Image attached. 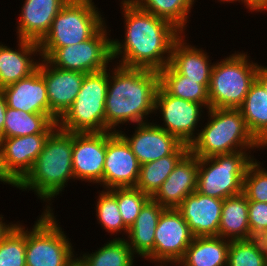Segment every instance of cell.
Instances as JSON below:
<instances>
[{"label":"cell","instance_id":"cell-43","mask_svg":"<svg viewBox=\"0 0 267 266\" xmlns=\"http://www.w3.org/2000/svg\"><path fill=\"white\" fill-rule=\"evenodd\" d=\"M0 182L17 187V184L7 175L2 164L1 144H0Z\"/></svg>","mask_w":267,"mask_h":266},{"label":"cell","instance_id":"cell-14","mask_svg":"<svg viewBox=\"0 0 267 266\" xmlns=\"http://www.w3.org/2000/svg\"><path fill=\"white\" fill-rule=\"evenodd\" d=\"M106 132L72 133V169L75 180L103 186Z\"/></svg>","mask_w":267,"mask_h":266},{"label":"cell","instance_id":"cell-20","mask_svg":"<svg viewBox=\"0 0 267 266\" xmlns=\"http://www.w3.org/2000/svg\"><path fill=\"white\" fill-rule=\"evenodd\" d=\"M69 0H25L17 21V39L40 42Z\"/></svg>","mask_w":267,"mask_h":266},{"label":"cell","instance_id":"cell-19","mask_svg":"<svg viewBox=\"0 0 267 266\" xmlns=\"http://www.w3.org/2000/svg\"><path fill=\"white\" fill-rule=\"evenodd\" d=\"M199 158L190 151L177 163L152 199L165 208H177L197 189Z\"/></svg>","mask_w":267,"mask_h":266},{"label":"cell","instance_id":"cell-40","mask_svg":"<svg viewBox=\"0 0 267 266\" xmlns=\"http://www.w3.org/2000/svg\"><path fill=\"white\" fill-rule=\"evenodd\" d=\"M244 3V6L250 12H260L267 10V0H235L234 2Z\"/></svg>","mask_w":267,"mask_h":266},{"label":"cell","instance_id":"cell-1","mask_svg":"<svg viewBox=\"0 0 267 266\" xmlns=\"http://www.w3.org/2000/svg\"><path fill=\"white\" fill-rule=\"evenodd\" d=\"M125 36L112 38V60L126 68L159 71L170 63L174 42L183 34L171 22L157 17L130 0L120 2Z\"/></svg>","mask_w":267,"mask_h":266},{"label":"cell","instance_id":"cell-5","mask_svg":"<svg viewBox=\"0 0 267 266\" xmlns=\"http://www.w3.org/2000/svg\"><path fill=\"white\" fill-rule=\"evenodd\" d=\"M249 57L247 52L235 51L214 63L208 89L209 108L238 109L242 105L258 68V62Z\"/></svg>","mask_w":267,"mask_h":266},{"label":"cell","instance_id":"cell-8","mask_svg":"<svg viewBox=\"0 0 267 266\" xmlns=\"http://www.w3.org/2000/svg\"><path fill=\"white\" fill-rule=\"evenodd\" d=\"M92 1L69 0L39 42V49H58L90 39L106 23Z\"/></svg>","mask_w":267,"mask_h":266},{"label":"cell","instance_id":"cell-18","mask_svg":"<svg viewBox=\"0 0 267 266\" xmlns=\"http://www.w3.org/2000/svg\"><path fill=\"white\" fill-rule=\"evenodd\" d=\"M224 200L197 191L189 194L176 208L194 237L218 236Z\"/></svg>","mask_w":267,"mask_h":266},{"label":"cell","instance_id":"cell-3","mask_svg":"<svg viewBox=\"0 0 267 266\" xmlns=\"http://www.w3.org/2000/svg\"><path fill=\"white\" fill-rule=\"evenodd\" d=\"M74 179L72 169V133L58 127L47 138L32 169L17 184L19 190L33 191L45 205L43 211H53L52 200L62 193L68 181Z\"/></svg>","mask_w":267,"mask_h":266},{"label":"cell","instance_id":"cell-26","mask_svg":"<svg viewBox=\"0 0 267 266\" xmlns=\"http://www.w3.org/2000/svg\"><path fill=\"white\" fill-rule=\"evenodd\" d=\"M238 109L250 132L267 148V93L256 80Z\"/></svg>","mask_w":267,"mask_h":266},{"label":"cell","instance_id":"cell-30","mask_svg":"<svg viewBox=\"0 0 267 266\" xmlns=\"http://www.w3.org/2000/svg\"><path fill=\"white\" fill-rule=\"evenodd\" d=\"M159 85L170 95L199 104H209L208 89L200 80L188 79L170 64L158 71Z\"/></svg>","mask_w":267,"mask_h":266},{"label":"cell","instance_id":"cell-41","mask_svg":"<svg viewBox=\"0 0 267 266\" xmlns=\"http://www.w3.org/2000/svg\"><path fill=\"white\" fill-rule=\"evenodd\" d=\"M255 80L264 88L267 93V66L258 64Z\"/></svg>","mask_w":267,"mask_h":266},{"label":"cell","instance_id":"cell-28","mask_svg":"<svg viewBox=\"0 0 267 266\" xmlns=\"http://www.w3.org/2000/svg\"><path fill=\"white\" fill-rule=\"evenodd\" d=\"M56 128L57 121L51 115L28 113L7 106L3 138L52 133Z\"/></svg>","mask_w":267,"mask_h":266},{"label":"cell","instance_id":"cell-39","mask_svg":"<svg viewBox=\"0 0 267 266\" xmlns=\"http://www.w3.org/2000/svg\"><path fill=\"white\" fill-rule=\"evenodd\" d=\"M245 241L267 259V230L259 231L249 228Z\"/></svg>","mask_w":267,"mask_h":266},{"label":"cell","instance_id":"cell-27","mask_svg":"<svg viewBox=\"0 0 267 266\" xmlns=\"http://www.w3.org/2000/svg\"><path fill=\"white\" fill-rule=\"evenodd\" d=\"M249 230L248 199L242 193L224 199L218 236L229 240H245Z\"/></svg>","mask_w":267,"mask_h":266},{"label":"cell","instance_id":"cell-16","mask_svg":"<svg viewBox=\"0 0 267 266\" xmlns=\"http://www.w3.org/2000/svg\"><path fill=\"white\" fill-rule=\"evenodd\" d=\"M50 134L37 133L0 140L3 168L16 184L32 169Z\"/></svg>","mask_w":267,"mask_h":266},{"label":"cell","instance_id":"cell-44","mask_svg":"<svg viewBox=\"0 0 267 266\" xmlns=\"http://www.w3.org/2000/svg\"><path fill=\"white\" fill-rule=\"evenodd\" d=\"M4 220L5 219H3V216L0 215V242L10 232V230L17 224L13 222H9V224H7L3 222Z\"/></svg>","mask_w":267,"mask_h":266},{"label":"cell","instance_id":"cell-31","mask_svg":"<svg viewBox=\"0 0 267 266\" xmlns=\"http://www.w3.org/2000/svg\"><path fill=\"white\" fill-rule=\"evenodd\" d=\"M116 237L89 254H79L77 262L81 266H134L135 256L127 241Z\"/></svg>","mask_w":267,"mask_h":266},{"label":"cell","instance_id":"cell-15","mask_svg":"<svg viewBox=\"0 0 267 266\" xmlns=\"http://www.w3.org/2000/svg\"><path fill=\"white\" fill-rule=\"evenodd\" d=\"M37 69L46 84L49 115L58 121L73 105L85 73L59 69L43 58H40Z\"/></svg>","mask_w":267,"mask_h":266},{"label":"cell","instance_id":"cell-21","mask_svg":"<svg viewBox=\"0 0 267 266\" xmlns=\"http://www.w3.org/2000/svg\"><path fill=\"white\" fill-rule=\"evenodd\" d=\"M18 49L10 48L0 42V89L29 77L37 70L34 56H40L39 43L32 40L18 39Z\"/></svg>","mask_w":267,"mask_h":266},{"label":"cell","instance_id":"cell-37","mask_svg":"<svg viewBox=\"0 0 267 266\" xmlns=\"http://www.w3.org/2000/svg\"><path fill=\"white\" fill-rule=\"evenodd\" d=\"M227 266H267V259L245 240L230 241Z\"/></svg>","mask_w":267,"mask_h":266},{"label":"cell","instance_id":"cell-12","mask_svg":"<svg viewBox=\"0 0 267 266\" xmlns=\"http://www.w3.org/2000/svg\"><path fill=\"white\" fill-rule=\"evenodd\" d=\"M141 164L119 132L106 131L103 189L135 187Z\"/></svg>","mask_w":267,"mask_h":266},{"label":"cell","instance_id":"cell-17","mask_svg":"<svg viewBox=\"0 0 267 266\" xmlns=\"http://www.w3.org/2000/svg\"><path fill=\"white\" fill-rule=\"evenodd\" d=\"M118 132L128 142L141 165L172 155L183 144L153 121L137 124L133 135H129L131 137L124 131Z\"/></svg>","mask_w":267,"mask_h":266},{"label":"cell","instance_id":"cell-7","mask_svg":"<svg viewBox=\"0 0 267 266\" xmlns=\"http://www.w3.org/2000/svg\"><path fill=\"white\" fill-rule=\"evenodd\" d=\"M53 212L43 211L32 228L26 229V266H73L77 261L71 240Z\"/></svg>","mask_w":267,"mask_h":266},{"label":"cell","instance_id":"cell-9","mask_svg":"<svg viewBox=\"0 0 267 266\" xmlns=\"http://www.w3.org/2000/svg\"><path fill=\"white\" fill-rule=\"evenodd\" d=\"M251 152L199 158L196 191L218 199H226L243 193V180L249 164L255 159Z\"/></svg>","mask_w":267,"mask_h":266},{"label":"cell","instance_id":"cell-38","mask_svg":"<svg viewBox=\"0 0 267 266\" xmlns=\"http://www.w3.org/2000/svg\"><path fill=\"white\" fill-rule=\"evenodd\" d=\"M249 228L267 230V203L248 200Z\"/></svg>","mask_w":267,"mask_h":266},{"label":"cell","instance_id":"cell-32","mask_svg":"<svg viewBox=\"0 0 267 266\" xmlns=\"http://www.w3.org/2000/svg\"><path fill=\"white\" fill-rule=\"evenodd\" d=\"M137 7L171 22L183 34L197 0H130Z\"/></svg>","mask_w":267,"mask_h":266},{"label":"cell","instance_id":"cell-47","mask_svg":"<svg viewBox=\"0 0 267 266\" xmlns=\"http://www.w3.org/2000/svg\"><path fill=\"white\" fill-rule=\"evenodd\" d=\"M73 266H81L77 261L73 264Z\"/></svg>","mask_w":267,"mask_h":266},{"label":"cell","instance_id":"cell-2","mask_svg":"<svg viewBox=\"0 0 267 266\" xmlns=\"http://www.w3.org/2000/svg\"><path fill=\"white\" fill-rule=\"evenodd\" d=\"M112 66L105 102V132H118L119 124L149 122L147 117L155 113L158 71Z\"/></svg>","mask_w":267,"mask_h":266},{"label":"cell","instance_id":"cell-24","mask_svg":"<svg viewBox=\"0 0 267 266\" xmlns=\"http://www.w3.org/2000/svg\"><path fill=\"white\" fill-rule=\"evenodd\" d=\"M166 208L150 198L141 208L125 239L134 255L154 262L155 230Z\"/></svg>","mask_w":267,"mask_h":266},{"label":"cell","instance_id":"cell-45","mask_svg":"<svg viewBox=\"0 0 267 266\" xmlns=\"http://www.w3.org/2000/svg\"><path fill=\"white\" fill-rule=\"evenodd\" d=\"M220 1V3H222L223 2V4L225 3V2H229V3H234V1L235 0H218V2Z\"/></svg>","mask_w":267,"mask_h":266},{"label":"cell","instance_id":"cell-42","mask_svg":"<svg viewBox=\"0 0 267 266\" xmlns=\"http://www.w3.org/2000/svg\"><path fill=\"white\" fill-rule=\"evenodd\" d=\"M6 100L4 94L0 89V140L3 139V129H4V120H5V113H6Z\"/></svg>","mask_w":267,"mask_h":266},{"label":"cell","instance_id":"cell-10","mask_svg":"<svg viewBox=\"0 0 267 266\" xmlns=\"http://www.w3.org/2000/svg\"><path fill=\"white\" fill-rule=\"evenodd\" d=\"M106 23L90 38L58 49H40V58L59 69L95 73L109 67L112 60V38ZM109 35V36H108Z\"/></svg>","mask_w":267,"mask_h":266},{"label":"cell","instance_id":"cell-13","mask_svg":"<svg viewBox=\"0 0 267 266\" xmlns=\"http://www.w3.org/2000/svg\"><path fill=\"white\" fill-rule=\"evenodd\" d=\"M154 238V263H179L194 236L176 208H166L159 217Z\"/></svg>","mask_w":267,"mask_h":266},{"label":"cell","instance_id":"cell-35","mask_svg":"<svg viewBox=\"0 0 267 266\" xmlns=\"http://www.w3.org/2000/svg\"><path fill=\"white\" fill-rule=\"evenodd\" d=\"M115 198L124 224L129 228L140 213L141 208L150 199L135 187L115 188Z\"/></svg>","mask_w":267,"mask_h":266},{"label":"cell","instance_id":"cell-4","mask_svg":"<svg viewBox=\"0 0 267 266\" xmlns=\"http://www.w3.org/2000/svg\"><path fill=\"white\" fill-rule=\"evenodd\" d=\"M206 112L208 123L189 145L198 158L265 148L250 132L239 109L208 108Z\"/></svg>","mask_w":267,"mask_h":266},{"label":"cell","instance_id":"cell-29","mask_svg":"<svg viewBox=\"0 0 267 266\" xmlns=\"http://www.w3.org/2000/svg\"><path fill=\"white\" fill-rule=\"evenodd\" d=\"M188 152L189 146L182 144L172 155L141 165L135 188L152 198L173 171L177 163Z\"/></svg>","mask_w":267,"mask_h":266},{"label":"cell","instance_id":"cell-46","mask_svg":"<svg viewBox=\"0 0 267 266\" xmlns=\"http://www.w3.org/2000/svg\"><path fill=\"white\" fill-rule=\"evenodd\" d=\"M162 264H163V265H162ZM168 264H169L168 262H163V263L160 262V264H159V265H156V266H168Z\"/></svg>","mask_w":267,"mask_h":266},{"label":"cell","instance_id":"cell-36","mask_svg":"<svg viewBox=\"0 0 267 266\" xmlns=\"http://www.w3.org/2000/svg\"><path fill=\"white\" fill-rule=\"evenodd\" d=\"M254 159L247 167L243 180V194L250 201L267 203V169Z\"/></svg>","mask_w":267,"mask_h":266},{"label":"cell","instance_id":"cell-25","mask_svg":"<svg viewBox=\"0 0 267 266\" xmlns=\"http://www.w3.org/2000/svg\"><path fill=\"white\" fill-rule=\"evenodd\" d=\"M230 241L220 236L194 237L179 263L171 266H227Z\"/></svg>","mask_w":267,"mask_h":266},{"label":"cell","instance_id":"cell-34","mask_svg":"<svg viewBox=\"0 0 267 266\" xmlns=\"http://www.w3.org/2000/svg\"><path fill=\"white\" fill-rule=\"evenodd\" d=\"M18 223L0 242V266H26V227Z\"/></svg>","mask_w":267,"mask_h":266},{"label":"cell","instance_id":"cell-33","mask_svg":"<svg viewBox=\"0 0 267 266\" xmlns=\"http://www.w3.org/2000/svg\"><path fill=\"white\" fill-rule=\"evenodd\" d=\"M98 201L96 208V218L98 224L110 235L123 232L127 236L129 228L124 224L115 198V188L98 191Z\"/></svg>","mask_w":267,"mask_h":266},{"label":"cell","instance_id":"cell-22","mask_svg":"<svg viewBox=\"0 0 267 266\" xmlns=\"http://www.w3.org/2000/svg\"><path fill=\"white\" fill-rule=\"evenodd\" d=\"M10 108L49 115V101L43 76L37 69L29 77L1 89Z\"/></svg>","mask_w":267,"mask_h":266},{"label":"cell","instance_id":"cell-6","mask_svg":"<svg viewBox=\"0 0 267 266\" xmlns=\"http://www.w3.org/2000/svg\"><path fill=\"white\" fill-rule=\"evenodd\" d=\"M109 70L85 74L73 105L57 121V127L70 133L105 132V102Z\"/></svg>","mask_w":267,"mask_h":266},{"label":"cell","instance_id":"cell-23","mask_svg":"<svg viewBox=\"0 0 267 266\" xmlns=\"http://www.w3.org/2000/svg\"><path fill=\"white\" fill-rule=\"evenodd\" d=\"M182 34L173 44L170 65L181 75L192 80H200L207 89L210 86L211 73L214 63L211 64L209 53L197 48L184 40Z\"/></svg>","mask_w":267,"mask_h":266},{"label":"cell","instance_id":"cell-11","mask_svg":"<svg viewBox=\"0 0 267 266\" xmlns=\"http://www.w3.org/2000/svg\"><path fill=\"white\" fill-rule=\"evenodd\" d=\"M208 109L209 104H199L168 94L160 85L156 92L155 114L162 115L163 125L157 126L175 136L181 143L190 145L197 137V129L203 115L202 109ZM197 131V132H196Z\"/></svg>","mask_w":267,"mask_h":266}]
</instances>
